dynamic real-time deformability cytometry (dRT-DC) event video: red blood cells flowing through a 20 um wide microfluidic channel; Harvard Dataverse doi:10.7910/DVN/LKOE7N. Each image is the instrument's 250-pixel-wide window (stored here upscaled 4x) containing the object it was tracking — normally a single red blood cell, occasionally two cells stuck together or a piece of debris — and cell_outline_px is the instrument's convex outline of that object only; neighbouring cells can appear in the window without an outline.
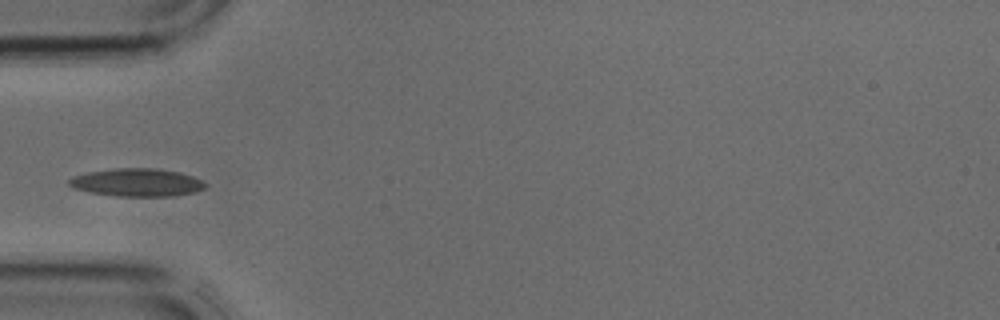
{"species": "common noctule bat (a hibernating species)", "species_latin": "Nyctalus noctula", "temperature_condition": "cold", "stored_images_in_passage": 2, "camera_frame_rate_fps": 3000, "um_per_image_px": 0.085, "animal": {"sex": "male", "body_mass_g": 17.9, "forearm_length_mm": 54.2}, "frame": {"image": 1, "passage_image": 2, "time_ms": 0.333, "image_size_px": [1000, 320], "cell_outline_px": [[208, 184], [204, 188], [196, 192], [172, 196], [116, 196], [88, 192], [72, 188], [68, 184], [68, 180], [72, 176], [88, 172], [116, 168], [156, 168], [180, 172], [192, 176]], "centroid_in_image_um": [11.62, 15.51], "position_along_channel_um": 73.4, "area_um2": 22.31}}